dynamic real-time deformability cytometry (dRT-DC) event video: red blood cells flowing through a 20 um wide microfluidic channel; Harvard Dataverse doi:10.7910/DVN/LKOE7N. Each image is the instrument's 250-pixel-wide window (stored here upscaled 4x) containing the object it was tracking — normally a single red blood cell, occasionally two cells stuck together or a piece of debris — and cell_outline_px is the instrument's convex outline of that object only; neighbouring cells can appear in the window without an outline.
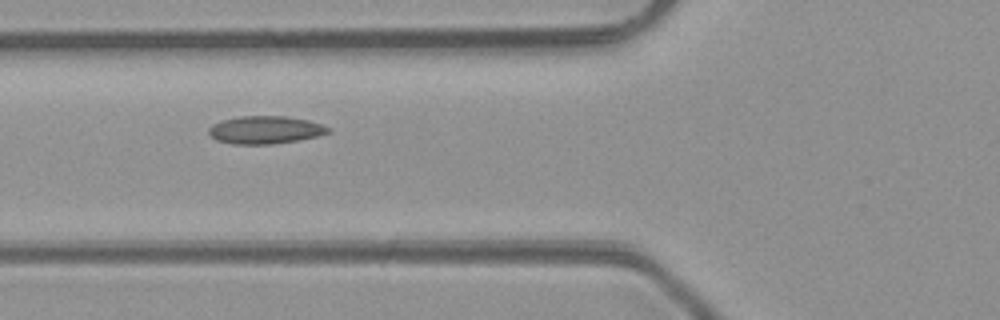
{"species": "common noctule bat (a hibernating species)", "species_latin": "Nyctalus noctula", "temperature_condition": "room temperature", "stored_images_in_passage": 5, "camera_frame_rate_fps": 3000, "um_per_image_px": 0.085, "animal": {"sex": "male", "body_mass_g": 23.1, "forearm_length_mm": 52.7}, "frame": {"image": 1, "passage_image": 4, "time_ms": 3.333, "image_size_px": [1000, 320], "cell_outline_px": [[332, 132], [316, 136], [296, 140], [272, 144], [232, 144], [216, 140], [208, 132], [208, 128], [212, 124], [220, 120], [240, 116], [284, 116], [308, 120], [332, 128]], "centroid_in_image_um": [22.52, 11.03], "position_along_channel_um": 103.3, "area_um2": 19.36}}
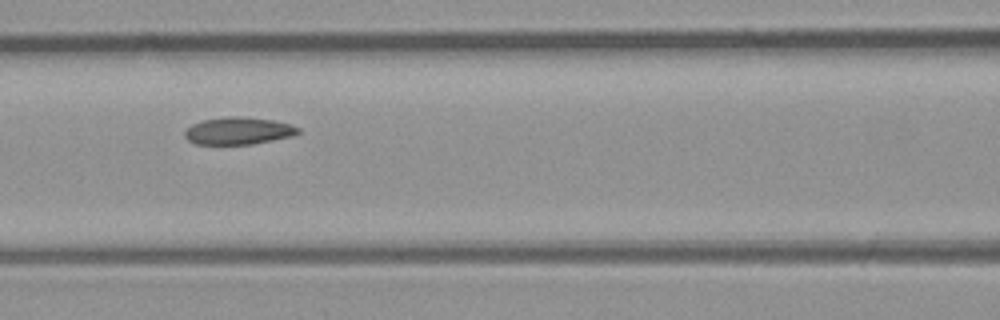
{"frame": {"image": 2, "passage_image": 5, "time_ms": 4.333, "image_size_px": [1000, 320], "cell_outline_px": [[300, 132], [292, 136], [252, 144], [196, 144], [188, 140], [184, 136], [184, 132], [192, 124], [204, 120], [224, 116], [240, 116], [272, 120], [292, 124], [300, 128]], "centroid_in_image_um": [20.27, 11.11], "position_along_channel_um": 146.3, "area_um2": 18.03}}